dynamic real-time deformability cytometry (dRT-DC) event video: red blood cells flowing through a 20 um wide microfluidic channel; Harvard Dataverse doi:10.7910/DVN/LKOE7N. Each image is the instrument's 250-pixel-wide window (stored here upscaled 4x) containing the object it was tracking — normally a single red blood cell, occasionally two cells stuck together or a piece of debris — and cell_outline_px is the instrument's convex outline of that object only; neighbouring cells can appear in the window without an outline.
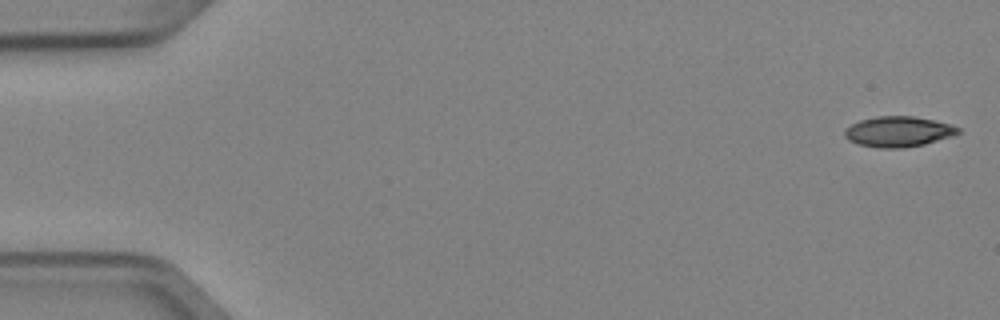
{"species": "Egyptian fruit bat (a non-hibernating species)", "species_latin": "Rousettus aegyptiacus", "temperature_condition": "cold", "stored_images_in_passage": 4, "camera_frame_rate_fps": 3000, "um_per_image_px": 0.085, "animal": {"sex": "female"}, "frame": {"image": 1, "passage_image": 1, "time_ms": 0.0, "image_size_px": [1000, 320], "cell_outline_px": [[960, 132], [956, 136], [924, 144], [904, 148], [880, 148], [856, 144], [848, 140], [844, 136], [844, 128], [860, 120], [876, 116], [912, 116], [952, 124], [960, 128]], "centroid_in_image_um": [76.36, 11.19], "position_along_channel_um": 8.6, "area_um2": 20.4}}